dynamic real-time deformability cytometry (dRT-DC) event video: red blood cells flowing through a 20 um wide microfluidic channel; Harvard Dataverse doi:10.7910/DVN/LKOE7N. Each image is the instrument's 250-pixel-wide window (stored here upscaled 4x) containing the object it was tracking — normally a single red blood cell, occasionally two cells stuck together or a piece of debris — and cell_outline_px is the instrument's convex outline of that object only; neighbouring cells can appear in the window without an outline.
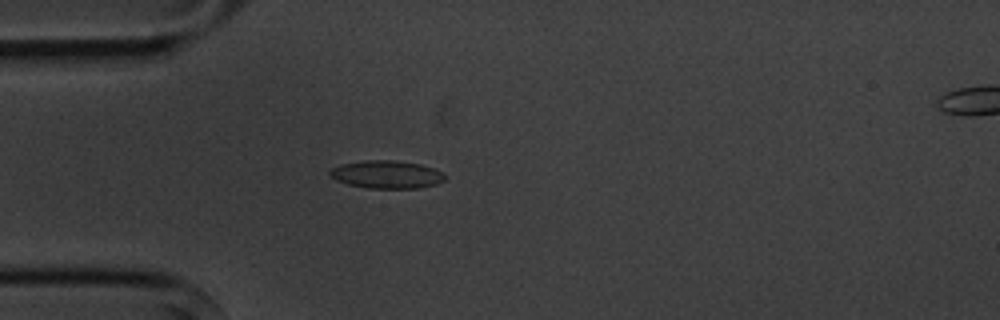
{"species": "common noctule bat (a hibernating species)", "species_latin": "Nyctalus noctula", "temperature_condition": "cold", "stored_images_in_passage": 6, "camera_frame_rate_fps": 3000, "um_per_image_px": 0.085, "animal": {"sex": "male", "body_mass_g": 20.1, "forearm_length_mm": 53.5}, "frame": {"image": 1, "passage_image": 5, "time_ms": 4.667, "image_size_px": [1000, 320], "cell_outline_px": [[444, 180], [436, 184], [416, 188], [368, 188], [348, 184], [336, 180], [328, 172], [332, 168], [340, 164], [364, 160], [396, 160], [420, 164], [436, 168], [444, 172]], "centroid_in_image_um": [32.88, 14.82], "position_along_channel_um": 52.1, "area_um2": 18.73}}